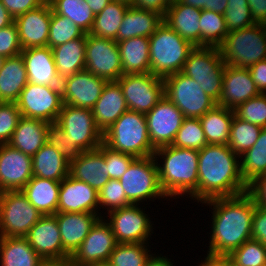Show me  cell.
I'll list each match as a JSON object with an SVG mask.
<instances>
[{"label": "cell", "instance_id": "cell-1", "mask_svg": "<svg viewBox=\"0 0 266 266\" xmlns=\"http://www.w3.org/2000/svg\"><path fill=\"white\" fill-rule=\"evenodd\" d=\"M211 209L208 259H224L251 238L255 202L248 193L202 202ZM213 206V208H212Z\"/></svg>", "mask_w": 266, "mask_h": 266}, {"label": "cell", "instance_id": "cell-2", "mask_svg": "<svg viewBox=\"0 0 266 266\" xmlns=\"http://www.w3.org/2000/svg\"><path fill=\"white\" fill-rule=\"evenodd\" d=\"M198 187L189 196L202 203L209 199L231 197L247 192L241 176L240 156L226 144H207L199 150Z\"/></svg>", "mask_w": 266, "mask_h": 266}, {"label": "cell", "instance_id": "cell-3", "mask_svg": "<svg viewBox=\"0 0 266 266\" xmlns=\"http://www.w3.org/2000/svg\"><path fill=\"white\" fill-rule=\"evenodd\" d=\"M198 156L199 150L172 145L155 150L159 182L167 198L177 199L186 194L191 196L197 190Z\"/></svg>", "mask_w": 266, "mask_h": 266}, {"label": "cell", "instance_id": "cell-4", "mask_svg": "<svg viewBox=\"0 0 266 266\" xmlns=\"http://www.w3.org/2000/svg\"><path fill=\"white\" fill-rule=\"evenodd\" d=\"M151 74L165 78L181 72L195 46L162 22L149 37Z\"/></svg>", "mask_w": 266, "mask_h": 266}, {"label": "cell", "instance_id": "cell-5", "mask_svg": "<svg viewBox=\"0 0 266 266\" xmlns=\"http://www.w3.org/2000/svg\"><path fill=\"white\" fill-rule=\"evenodd\" d=\"M103 143L136 158L154 156L156 150L150 142L145 114L130 110L103 132Z\"/></svg>", "mask_w": 266, "mask_h": 266}, {"label": "cell", "instance_id": "cell-6", "mask_svg": "<svg viewBox=\"0 0 266 266\" xmlns=\"http://www.w3.org/2000/svg\"><path fill=\"white\" fill-rule=\"evenodd\" d=\"M218 48L226 65L249 68L266 59V25L254 24L228 32Z\"/></svg>", "mask_w": 266, "mask_h": 266}, {"label": "cell", "instance_id": "cell-7", "mask_svg": "<svg viewBox=\"0 0 266 266\" xmlns=\"http://www.w3.org/2000/svg\"><path fill=\"white\" fill-rule=\"evenodd\" d=\"M225 65L218 47L195 46L181 72L195 80L218 103L222 94Z\"/></svg>", "mask_w": 266, "mask_h": 266}, {"label": "cell", "instance_id": "cell-8", "mask_svg": "<svg viewBox=\"0 0 266 266\" xmlns=\"http://www.w3.org/2000/svg\"><path fill=\"white\" fill-rule=\"evenodd\" d=\"M119 181L132 204L141 205L144 201H155L156 198L168 200L160 186L157 161L154 156L136 158Z\"/></svg>", "mask_w": 266, "mask_h": 266}, {"label": "cell", "instance_id": "cell-9", "mask_svg": "<svg viewBox=\"0 0 266 266\" xmlns=\"http://www.w3.org/2000/svg\"><path fill=\"white\" fill-rule=\"evenodd\" d=\"M41 216L21 190L0 192V236L25 237Z\"/></svg>", "mask_w": 266, "mask_h": 266}, {"label": "cell", "instance_id": "cell-10", "mask_svg": "<svg viewBox=\"0 0 266 266\" xmlns=\"http://www.w3.org/2000/svg\"><path fill=\"white\" fill-rule=\"evenodd\" d=\"M163 80L165 96L176 105L185 118H200L217 105L195 80L182 72L169 75Z\"/></svg>", "mask_w": 266, "mask_h": 266}, {"label": "cell", "instance_id": "cell-11", "mask_svg": "<svg viewBox=\"0 0 266 266\" xmlns=\"http://www.w3.org/2000/svg\"><path fill=\"white\" fill-rule=\"evenodd\" d=\"M56 123L82 151L97 149L103 143V133L96 126L91 109L63 104Z\"/></svg>", "mask_w": 266, "mask_h": 266}, {"label": "cell", "instance_id": "cell-12", "mask_svg": "<svg viewBox=\"0 0 266 266\" xmlns=\"http://www.w3.org/2000/svg\"><path fill=\"white\" fill-rule=\"evenodd\" d=\"M23 117L56 122L63 106L61 87L28 82L15 102Z\"/></svg>", "mask_w": 266, "mask_h": 266}, {"label": "cell", "instance_id": "cell-13", "mask_svg": "<svg viewBox=\"0 0 266 266\" xmlns=\"http://www.w3.org/2000/svg\"><path fill=\"white\" fill-rule=\"evenodd\" d=\"M117 82L130 111L146 114L165 96L163 78L151 73L122 75Z\"/></svg>", "mask_w": 266, "mask_h": 266}, {"label": "cell", "instance_id": "cell-14", "mask_svg": "<svg viewBox=\"0 0 266 266\" xmlns=\"http://www.w3.org/2000/svg\"><path fill=\"white\" fill-rule=\"evenodd\" d=\"M143 209L138 204H132L104 213L108 214L104 219L110 225L117 243H151L148 240L154 233V224Z\"/></svg>", "mask_w": 266, "mask_h": 266}, {"label": "cell", "instance_id": "cell-15", "mask_svg": "<svg viewBox=\"0 0 266 266\" xmlns=\"http://www.w3.org/2000/svg\"><path fill=\"white\" fill-rule=\"evenodd\" d=\"M85 70L108 82L117 81L123 75L118 43L87 33Z\"/></svg>", "mask_w": 266, "mask_h": 266}, {"label": "cell", "instance_id": "cell-16", "mask_svg": "<svg viewBox=\"0 0 266 266\" xmlns=\"http://www.w3.org/2000/svg\"><path fill=\"white\" fill-rule=\"evenodd\" d=\"M110 225L101 217L70 258L71 266H91L107 263L117 245Z\"/></svg>", "mask_w": 266, "mask_h": 266}, {"label": "cell", "instance_id": "cell-17", "mask_svg": "<svg viewBox=\"0 0 266 266\" xmlns=\"http://www.w3.org/2000/svg\"><path fill=\"white\" fill-rule=\"evenodd\" d=\"M152 146H169L182 126L184 115L166 96L145 114Z\"/></svg>", "mask_w": 266, "mask_h": 266}, {"label": "cell", "instance_id": "cell-18", "mask_svg": "<svg viewBox=\"0 0 266 266\" xmlns=\"http://www.w3.org/2000/svg\"><path fill=\"white\" fill-rule=\"evenodd\" d=\"M25 238L43 261H70L63 249L55 215H42Z\"/></svg>", "mask_w": 266, "mask_h": 266}, {"label": "cell", "instance_id": "cell-19", "mask_svg": "<svg viewBox=\"0 0 266 266\" xmlns=\"http://www.w3.org/2000/svg\"><path fill=\"white\" fill-rule=\"evenodd\" d=\"M107 82L87 70L66 77L61 81L63 104L92 110Z\"/></svg>", "mask_w": 266, "mask_h": 266}, {"label": "cell", "instance_id": "cell-20", "mask_svg": "<svg viewBox=\"0 0 266 266\" xmlns=\"http://www.w3.org/2000/svg\"><path fill=\"white\" fill-rule=\"evenodd\" d=\"M33 177L32 157L0 144V192L22 190Z\"/></svg>", "mask_w": 266, "mask_h": 266}, {"label": "cell", "instance_id": "cell-21", "mask_svg": "<svg viewBox=\"0 0 266 266\" xmlns=\"http://www.w3.org/2000/svg\"><path fill=\"white\" fill-rule=\"evenodd\" d=\"M51 15L52 7L49 1H45L14 19L22 49L48 46Z\"/></svg>", "mask_w": 266, "mask_h": 266}, {"label": "cell", "instance_id": "cell-22", "mask_svg": "<svg viewBox=\"0 0 266 266\" xmlns=\"http://www.w3.org/2000/svg\"><path fill=\"white\" fill-rule=\"evenodd\" d=\"M98 192L70 175L60 182L57 212L99 213Z\"/></svg>", "mask_w": 266, "mask_h": 266}, {"label": "cell", "instance_id": "cell-23", "mask_svg": "<svg viewBox=\"0 0 266 266\" xmlns=\"http://www.w3.org/2000/svg\"><path fill=\"white\" fill-rule=\"evenodd\" d=\"M259 94L248 68L225 65L222 94L218 105L234 110Z\"/></svg>", "mask_w": 266, "mask_h": 266}, {"label": "cell", "instance_id": "cell-24", "mask_svg": "<svg viewBox=\"0 0 266 266\" xmlns=\"http://www.w3.org/2000/svg\"><path fill=\"white\" fill-rule=\"evenodd\" d=\"M64 251L72 257L79 249L91 228L101 218L96 213L56 212Z\"/></svg>", "mask_w": 266, "mask_h": 266}, {"label": "cell", "instance_id": "cell-25", "mask_svg": "<svg viewBox=\"0 0 266 266\" xmlns=\"http://www.w3.org/2000/svg\"><path fill=\"white\" fill-rule=\"evenodd\" d=\"M20 54L24 59L28 82L50 87H61V80L58 77L50 47L23 49Z\"/></svg>", "mask_w": 266, "mask_h": 266}, {"label": "cell", "instance_id": "cell-26", "mask_svg": "<svg viewBox=\"0 0 266 266\" xmlns=\"http://www.w3.org/2000/svg\"><path fill=\"white\" fill-rule=\"evenodd\" d=\"M128 110L122 88L117 81L106 83L92 109L95 124L102 133Z\"/></svg>", "mask_w": 266, "mask_h": 266}, {"label": "cell", "instance_id": "cell-27", "mask_svg": "<svg viewBox=\"0 0 266 266\" xmlns=\"http://www.w3.org/2000/svg\"><path fill=\"white\" fill-rule=\"evenodd\" d=\"M107 167L104 154L97 148L83 151L76 160L72 161L69 175L89 184L98 192L110 179Z\"/></svg>", "mask_w": 266, "mask_h": 266}, {"label": "cell", "instance_id": "cell-28", "mask_svg": "<svg viewBox=\"0 0 266 266\" xmlns=\"http://www.w3.org/2000/svg\"><path fill=\"white\" fill-rule=\"evenodd\" d=\"M200 15V9L180 2L168 7L163 22L194 46H200Z\"/></svg>", "mask_w": 266, "mask_h": 266}, {"label": "cell", "instance_id": "cell-29", "mask_svg": "<svg viewBox=\"0 0 266 266\" xmlns=\"http://www.w3.org/2000/svg\"><path fill=\"white\" fill-rule=\"evenodd\" d=\"M48 125L46 121L22 116L8 144L33 157L47 142Z\"/></svg>", "mask_w": 266, "mask_h": 266}, {"label": "cell", "instance_id": "cell-30", "mask_svg": "<svg viewBox=\"0 0 266 266\" xmlns=\"http://www.w3.org/2000/svg\"><path fill=\"white\" fill-rule=\"evenodd\" d=\"M162 22L163 17L160 14L130 5L123 16L116 42L139 36L149 38Z\"/></svg>", "mask_w": 266, "mask_h": 266}, {"label": "cell", "instance_id": "cell-31", "mask_svg": "<svg viewBox=\"0 0 266 266\" xmlns=\"http://www.w3.org/2000/svg\"><path fill=\"white\" fill-rule=\"evenodd\" d=\"M117 43L123 75L151 73L149 38L139 36Z\"/></svg>", "mask_w": 266, "mask_h": 266}, {"label": "cell", "instance_id": "cell-32", "mask_svg": "<svg viewBox=\"0 0 266 266\" xmlns=\"http://www.w3.org/2000/svg\"><path fill=\"white\" fill-rule=\"evenodd\" d=\"M27 83L22 55L5 58L0 69V102H16Z\"/></svg>", "mask_w": 266, "mask_h": 266}, {"label": "cell", "instance_id": "cell-33", "mask_svg": "<svg viewBox=\"0 0 266 266\" xmlns=\"http://www.w3.org/2000/svg\"><path fill=\"white\" fill-rule=\"evenodd\" d=\"M59 190V181L33 176L21 191L42 215H54L57 212Z\"/></svg>", "mask_w": 266, "mask_h": 266}, {"label": "cell", "instance_id": "cell-34", "mask_svg": "<svg viewBox=\"0 0 266 266\" xmlns=\"http://www.w3.org/2000/svg\"><path fill=\"white\" fill-rule=\"evenodd\" d=\"M57 74L60 80L85 70L86 35L52 47Z\"/></svg>", "mask_w": 266, "mask_h": 266}, {"label": "cell", "instance_id": "cell-35", "mask_svg": "<svg viewBox=\"0 0 266 266\" xmlns=\"http://www.w3.org/2000/svg\"><path fill=\"white\" fill-rule=\"evenodd\" d=\"M43 262L25 237L0 236V266H40Z\"/></svg>", "mask_w": 266, "mask_h": 266}, {"label": "cell", "instance_id": "cell-36", "mask_svg": "<svg viewBox=\"0 0 266 266\" xmlns=\"http://www.w3.org/2000/svg\"><path fill=\"white\" fill-rule=\"evenodd\" d=\"M33 176L61 182L69 175L68 161L47 142L32 157Z\"/></svg>", "mask_w": 266, "mask_h": 266}, {"label": "cell", "instance_id": "cell-37", "mask_svg": "<svg viewBox=\"0 0 266 266\" xmlns=\"http://www.w3.org/2000/svg\"><path fill=\"white\" fill-rule=\"evenodd\" d=\"M234 115V110L217 104L199 118L207 144H228Z\"/></svg>", "mask_w": 266, "mask_h": 266}, {"label": "cell", "instance_id": "cell-38", "mask_svg": "<svg viewBox=\"0 0 266 266\" xmlns=\"http://www.w3.org/2000/svg\"><path fill=\"white\" fill-rule=\"evenodd\" d=\"M130 5L127 3L111 0L106 7L97 15L90 30V34L116 41L123 16Z\"/></svg>", "mask_w": 266, "mask_h": 266}, {"label": "cell", "instance_id": "cell-39", "mask_svg": "<svg viewBox=\"0 0 266 266\" xmlns=\"http://www.w3.org/2000/svg\"><path fill=\"white\" fill-rule=\"evenodd\" d=\"M240 169L247 186L266 174V127L261 129L255 144L240 156Z\"/></svg>", "mask_w": 266, "mask_h": 266}, {"label": "cell", "instance_id": "cell-40", "mask_svg": "<svg viewBox=\"0 0 266 266\" xmlns=\"http://www.w3.org/2000/svg\"><path fill=\"white\" fill-rule=\"evenodd\" d=\"M52 10L68 17L86 34L90 32L95 15L85 0H48Z\"/></svg>", "mask_w": 266, "mask_h": 266}, {"label": "cell", "instance_id": "cell-41", "mask_svg": "<svg viewBox=\"0 0 266 266\" xmlns=\"http://www.w3.org/2000/svg\"><path fill=\"white\" fill-rule=\"evenodd\" d=\"M200 24V46L219 47L228 34L223 14L211 10H201Z\"/></svg>", "mask_w": 266, "mask_h": 266}, {"label": "cell", "instance_id": "cell-42", "mask_svg": "<svg viewBox=\"0 0 266 266\" xmlns=\"http://www.w3.org/2000/svg\"><path fill=\"white\" fill-rule=\"evenodd\" d=\"M261 129V126L243 121L234 115L227 145L235 154L241 156L258 140Z\"/></svg>", "mask_w": 266, "mask_h": 266}, {"label": "cell", "instance_id": "cell-43", "mask_svg": "<svg viewBox=\"0 0 266 266\" xmlns=\"http://www.w3.org/2000/svg\"><path fill=\"white\" fill-rule=\"evenodd\" d=\"M149 246V243H118L107 264L109 266H144L153 254Z\"/></svg>", "mask_w": 266, "mask_h": 266}, {"label": "cell", "instance_id": "cell-44", "mask_svg": "<svg viewBox=\"0 0 266 266\" xmlns=\"http://www.w3.org/2000/svg\"><path fill=\"white\" fill-rule=\"evenodd\" d=\"M229 266H264L266 247L257 240L245 241L223 259Z\"/></svg>", "mask_w": 266, "mask_h": 266}, {"label": "cell", "instance_id": "cell-45", "mask_svg": "<svg viewBox=\"0 0 266 266\" xmlns=\"http://www.w3.org/2000/svg\"><path fill=\"white\" fill-rule=\"evenodd\" d=\"M174 147L201 150L207 145L199 118H184L171 144Z\"/></svg>", "mask_w": 266, "mask_h": 266}, {"label": "cell", "instance_id": "cell-46", "mask_svg": "<svg viewBox=\"0 0 266 266\" xmlns=\"http://www.w3.org/2000/svg\"><path fill=\"white\" fill-rule=\"evenodd\" d=\"M85 35L86 33L71 22L68 17L56 14L52 10L48 47H56L68 41L82 38Z\"/></svg>", "mask_w": 266, "mask_h": 266}, {"label": "cell", "instance_id": "cell-47", "mask_svg": "<svg viewBox=\"0 0 266 266\" xmlns=\"http://www.w3.org/2000/svg\"><path fill=\"white\" fill-rule=\"evenodd\" d=\"M98 204L100 209L110 211L127 207L132 203L127 199L124 188L117 179H109L108 182L98 191Z\"/></svg>", "mask_w": 266, "mask_h": 266}, {"label": "cell", "instance_id": "cell-48", "mask_svg": "<svg viewBox=\"0 0 266 266\" xmlns=\"http://www.w3.org/2000/svg\"><path fill=\"white\" fill-rule=\"evenodd\" d=\"M69 135L56 123H49L47 128V143L56 149L70 164L76 160L82 150L75 144L71 143Z\"/></svg>", "mask_w": 266, "mask_h": 266}, {"label": "cell", "instance_id": "cell-49", "mask_svg": "<svg viewBox=\"0 0 266 266\" xmlns=\"http://www.w3.org/2000/svg\"><path fill=\"white\" fill-rule=\"evenodd\" d=\"M235 116L248 123L266 127V94L260 93L234 109Z\"/></svg>", "mask_w": 266, "mask_h": 266}, {"label": "cell", "instance_id": "cell-50", "mask_svg": "<svg viewBox=\"0 0 266 266\" xmlns=\"http://www.w3.org/2000/svg\"><path fill=\"white\" fill-rule=\"evenodd\" d=\"M223 15L228 32L254 25L247 0H228Z\"/></svg>", "mask_w": 266, "mask_h": 266}, {"label": "cell", "instance_id": "cell-51", "mask_svg": "<svg viewBox=\"0 0 266 266\" xmlns=\"http://www.w3.org/2000/svg\"><path fill=\"white\" fill-rule=\"evenodd\" d=\"M98 149L104 154L105 163L108 166L107 173H109L110 179L119 180L130 164L136 159L132 155L115 151L104 143Z\"/></svg>", "mask_w": 266, "mask_h": 266}, {"label": "cell", "instance_id": "cell-52", "mask_svg": "<svg viewBox=\"0 0 266 266\" xmlns=\"http://www.w3.org/2000/svg\"><path fill=\"white\" fill-rule=\"evenodd\" d=\"M21 117L15 102H0V144L10 142Z\"/></svg>", "mask_w": 266, "mask_h": 266}, {"label": "cell", "instance_id": "cell-53", "mask_svg": "<svg viewBox=\"0 0 266 266\" xmlns=\"http://www.w3.org/2000/svg\"><path fill=\"white\" fill-rule=\"evenodd\" d=\"M22 47L19 41L17 27L13 22L7 27L0 29V56L5 58L20 55Z\"/></svg>", "mask_w": 266, "mask_h": 266}, {"label": "cell", "instance_id": "cell-54", "mask_svg": "<svg viewBox=\"0 0 266 266\" xmlns=\"http://www.w3.org/2000/svg\"><path fill=\"white\" fill-rule=\"evenodd\" d=\"M251 238L266 247V208L255 203Z\"/></svg>", "mask_w": 266, "mask_h": 266}, {"label": "cell", "instance_id": "cell-55", "mask_svg": "<svg viewBox=\"0 0 266 266\" xmlns=\"http://www.w3.org/2000/svg\"><path fill=\"white\" fill-rule=\"evenodd\" d=\"M9 14L15 19L17 16L33 10L46 0H0Z\"/></svg>", "mask_w": 266, "mask_h": 266}, {"label": "cell", "instance_id": "cell-56", "mask_svg": "<svg viewBox=\"0 0 266 266\" xmlns=\"http://www.w3.org/2000/svg\"><path fill=\"white\" fill-rule=\"evenodd\" d=\"M247 192L257 205L266 208V174L256 178L249 184Z\"/></svg>", "mask_w": 266, "mask_h": 266}, {"label": "cell", "instance_id": "cell-57", "mask_svg": "<svg viewBox=\"0 0 266 266\" xmlns=\"http://www.w3.org/2000/svg\"><path fill=\"white\" fill-rule=\"evenodd\" d=\"M248 70L250 71L252 80L255 82L258 91L262 94H266V59L253 64Z\"/></svg>", "mask_w": 266, "mask_h": 266}, {"label": "cell", "instance_id": "cell-58", "mask_svg": "<svg viewBox=\"0 0 266 266\" xmlns=\"http://www.w3.org/2000/svg\"><path fill=\"white\" fill-rule=\"evenodd\" d=\"M131 6L142 10L154 11L162 17L165 16L169 7L166 0H134Z\"/></svg>", "mask_w": 266, "mask_h": 266}, {"label": "cell", "instance_id": "cell-59", "mask_svg": "<svg viewBox=\"0 0 266 266\" xmlns=\"http://www.w3.org/2000/svg\"><path fill=\"white\" fill-rule=\"evenodd\" d=\"M254 24L266 25V0H247Z\"/></svg>", "mask_w": 266, "mask_h": 266}, {"label": "cell", "instance_id": "cell-60", "mask_svg": "<svg viewBox=\"0 0 266 266\" xmlns=\"http://www.w3.org/2000/svg\"><path fill=\"white\" fill-rule=\"evenodd\" d=\"M228 0H206L203 10H211L216 13L224 14L227 8Z\"/></svg>", "mask_w": 266, "mask_h": 266}, {"label": "cell", "instance_id": "cell-61", "mask_svg": "<svg viewBox=\"0 0 266 266\" xmlns=\"http://www.w3.org/2000/svg\"><path fill=\"white\" fill-rule=\"evenodd\" d=\"M161 255H156L152 254L151 257L146 261L144 266H175L173 265L172 261L168 259V256H162Z\"/></svg>", "mask_w": 266, "mask_h": 266}, {"label": "cell", "instance_id": "cell-62", "mask_svg": "<svg viewBox=\"0 0 266 266\" xmlns=\"http://www.w3.org/2000/svg\"><path fill=\"white\" fill-rule=\"evenodd\" d=\"M14 22L13 17L0 1V29L9 26Z\"/></svg>", "mask_w": 266, "mask_h": 266}, {"label": "cell", "instance_id": "cell-63", "mask_svg": "<svg viewBox=\"0 0 266 266\" xmlns=\"http://www.w3.org/2000/svg\"><path fill=\"white\" fill-rule=\"evenodd\" d=\"M94 15L100 13L111 0H85Z\"/></svg>", "mask_w": 266, "mask_h": 266}, {"label": "cell", "instance_id": "cell-64", "mask_svg": "<svg viewBox=\"0 0 266 266\" xmlns=\"http://www.w3.org/2000/svg\"><path fill=\"white\" fill-rule=\"evenodd\" d=\"M181 3L203 10V7L206 5V0H181Z\"/></svg>", "mask_w": 266, "mask_h": 266}, {"label": "cell", "instance_id": "cell-65", "mask_svg": "<svg viewBox=\"0 0 266 266\" xmlns=\"http://www.w3.org/2000/svg\"><path fill=\"white\" fill-rule=\"evenodd\" d=\"M40 266H71L70 261H44Z\"/></svg>", "mask_w": 266, "mask_h": 266}, {"label": "cell", "instance_id": "cell-66", "mask_svg": "<svg viewBox=\"0 0 266 266\" xmlns=\"http://www.w3.org/2000/svg\"><path fill=\"white\" fill-rule=\"evenodd\" d=\"M212 266H229L223 259H212Z\"/></svg>", "mask_w": 266, "mask_h": 266}, {"label": "cell", "instance_id": "cell-67", "mask_svg": "<svg viewBox=\"0 0 266 266\" xmlns=\"http://www.w3.org/2000/svg\"><path fill=\"white\" fill-rule=\"evenodd\" d=\"M198 266H212V259L204 258V260L200 261V265Z\"/></svg>", "mask_w": 266, "mask_h": 266}, {"label": "cell", "instance_id": "cell-68", "mask_svg": "<svg viewBox=\"0 0 266 266\" xmlns=\"http://www.w3.org/2000/svg\"><path fill=\"white\" fill-rule=\"evenodd\" d=\"M166 1H167V4H168L169 6L181 2V0H166Z\"/></svg>", "mask_w": 266, "mask_h": 266}, {"label": "cell", "instance_id": "cell-69", "mask_svg": "<svg viewBox=\"0 0 266 266\" xmlns=\"http://www.w3.org/2000/svg\"><path fill=\"white\" fill-rule=\"evenodd\" d=\"M117 1H121V2H124V3H127L128 5H132L134 0H117Z\"/></svg>", "mask_w": 266, "mask_h": 266}, {"label": "cell", "instance_id": "cell-70", "mask_svg": "<svg viewBox=\"0 0 266 266\" xmlns=\"http://www.w3.org/2000/svg\"><path fill=\"white\" fill-rule=\"evenodd\" d=\"M4 60H5V57L0 56V69L2 68Z\"/></svg>", "mask_w": 266, "mask_h": 266}, {"label": "cell", "instance_id": "cell-71", "mask_svg": "<svg viewBox=\"0 0 266 266\" xmlns=\"http://www.w3.org/2000/svg\"><path fill=\"white\" fill-rule=\"evenodd\" d=\"M91 266H109L107 263H102V264H98V265H91Z\"/></svg>", "mask_w": 266, "mask_h": 266}]
</instances>
